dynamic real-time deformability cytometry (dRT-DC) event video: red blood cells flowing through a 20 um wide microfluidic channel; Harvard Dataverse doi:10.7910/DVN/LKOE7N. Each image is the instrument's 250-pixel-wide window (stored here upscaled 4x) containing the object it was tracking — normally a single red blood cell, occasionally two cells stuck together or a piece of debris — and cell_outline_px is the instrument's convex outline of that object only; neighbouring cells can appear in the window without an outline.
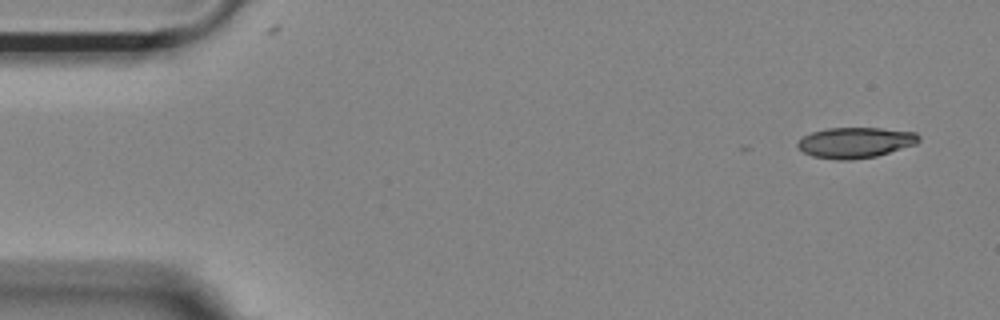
{"species": "Egyptian fruit bat (a non-hibernating species)", "species_latin": "Rousettus aegyptiacus", "temperature_condition": "room temperature", "stored_images_in_passage": 7, "camera_frame_rate_fps": 3000, "um_per_image_px": 0.085, "animal": {"sex": "female"}, "frame": {"image": 1, "passage_image": 1, "time_ms": 0.0, "image_size_px": [1000, 320], "cell_outline_px": [[920, 140], [916, 144], [876, 156], [852, 160], [836, 160], [812, 156], [796, 148], [796, 144], [804, 136], [812, 132], [828, 128], [880, 128], [916, 132], [920, 136]], "centroid_in_image_um": [72.7, 12.12], "position_along_channel_um": 12.3, "area_um2": 21.68}}